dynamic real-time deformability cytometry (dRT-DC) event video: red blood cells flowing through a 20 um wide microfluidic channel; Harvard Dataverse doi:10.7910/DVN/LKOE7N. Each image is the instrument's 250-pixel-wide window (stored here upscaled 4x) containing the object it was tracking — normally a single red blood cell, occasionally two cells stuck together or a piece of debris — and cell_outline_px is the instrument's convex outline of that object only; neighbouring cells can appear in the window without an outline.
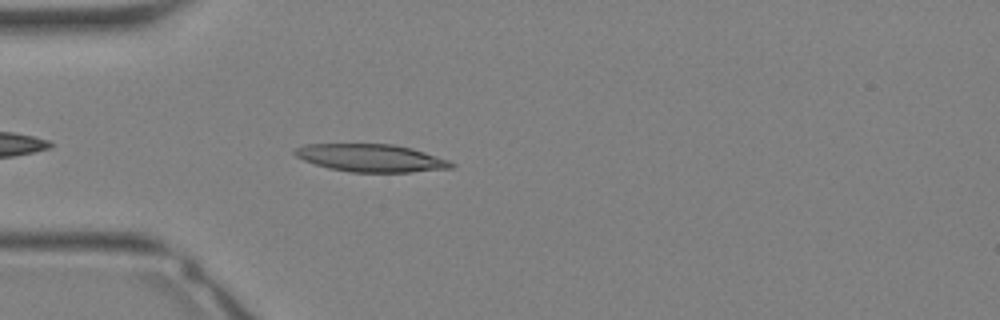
{"species": "Egyptian fruit bat (a non-hibernating species)", "species_latin": "Rousettus aegyptiacus", "temperature_condition": "warm", "stored_images_in_passage": 24, "camera_frame_rate_fps": 3000, "um_per_image_px": 0.085, "animal": {"sex": "female"}, "frame": {"image": 1, "passage_image": 3, "time_ms": 0.667, "image_size_px": [1000, 320], "cell_outline_px": [[456, 164], [452, 168], [412, 172], [352, 172], [328, 168], [304, 160], [296, 156], [292, 152], [296, 148], [304, 144], [392, 144], [412, 148], [448, 160]], "centroid_in_image_um": [31.53, 13.43], "position_along_channel_um": 53.5, "area_um2": 25.14}}
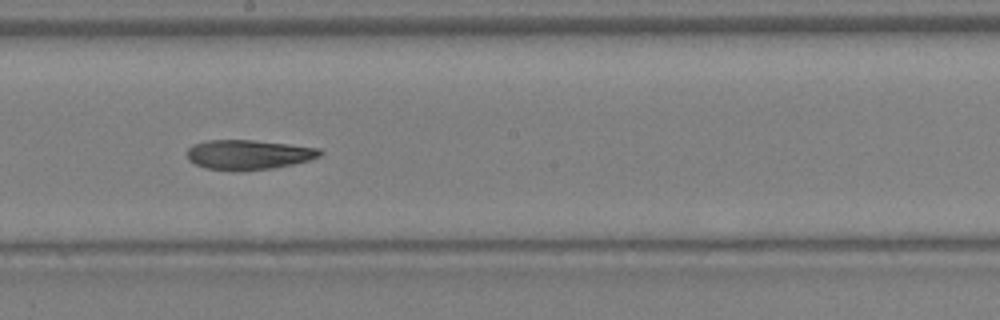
{"frame": {"image": 2, "passage_image": 12, "time_ms": 3.667, "image_size_px": [1000, 320], "cell_outline_px": [[324, 152], [320, 156], [308, 160], [292, 164], [272, 168], [204, 168], [188, 160], [188, 148], [192, 144], [208, 140], [252, 140], [288, 144], [320, 148]], "centroid_in_image_um": [21.14, 13.1], "position_along_channel_um": 227.1, "area_um2": 22.2}}
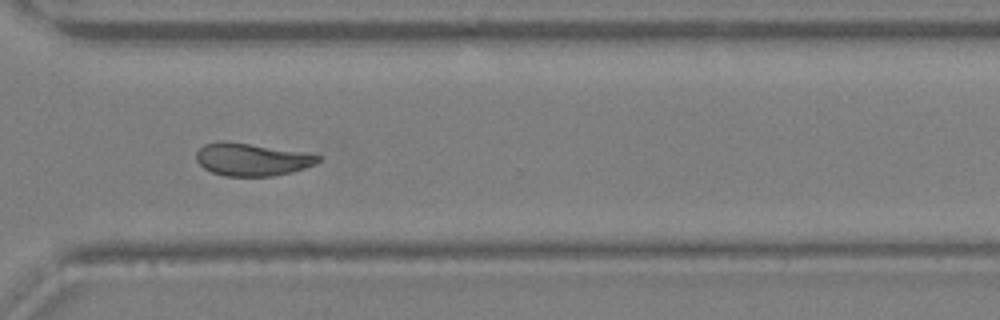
{"frame": {"image": 3, "passage_image": 18, "time_ms": 5.667, "image_size_px": [1000, 320], "cell_outline_px": [[320, 160], [316, 164], [304, 168], [272, 176], [224, 176], [212, 172], [204, 168], [196, 160], [196, 152], [204, 144], [220, 140], [228, 140], [308, 152], [320, 156]], "centroid_in_image_um": [21.39, 13.52], "position_along_channel_um": 349.2, "area_um2": 23.47}}